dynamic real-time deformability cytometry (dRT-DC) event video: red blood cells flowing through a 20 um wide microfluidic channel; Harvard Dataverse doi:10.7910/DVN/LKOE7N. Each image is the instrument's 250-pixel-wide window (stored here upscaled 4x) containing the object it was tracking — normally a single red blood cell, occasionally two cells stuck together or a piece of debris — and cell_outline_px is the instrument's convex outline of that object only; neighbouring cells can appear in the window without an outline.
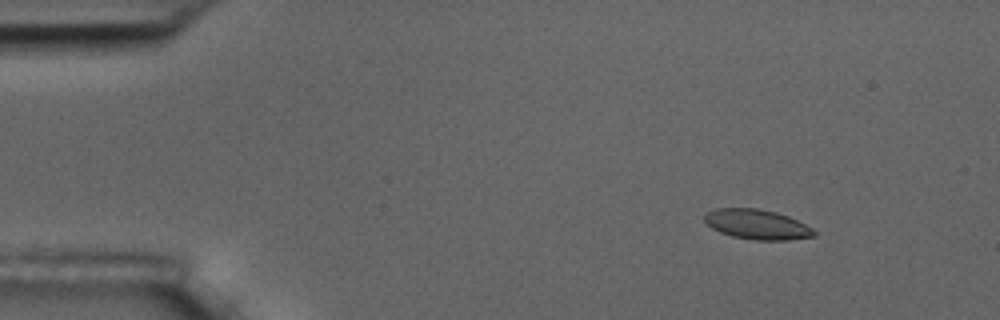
{"species": "common noctule bat (a hibernating species)", "species_latin": "Nyctalus noctula", "temperature_condition": "room temperature", "stored_images_in_passage": 5, "camera_frame_rate_fps": 3000, "um_per_image_px": 0.085, "animal": {"sex": "male", "body_mass_g": 17.5, "forearm_length_mm": 52.3}, "frame": {"image": 1, "passage_image": 2, "time_ms": 1.333, "image_size_px": [1000, 320], "cell_outline_px": [[816, 236], [788, 240], [756, 240], [732, 236], [720, 232], [712, 228], [704, 220], [704, 216], [708, 212], [716, 208], [756, 208], [776, 212], [788, 216], [812, 228], [816, 232]], "centroid_in_image_um": [64.35, 19.07], "position_along_channel_um": 20.6, "area_um2": 18.96}}
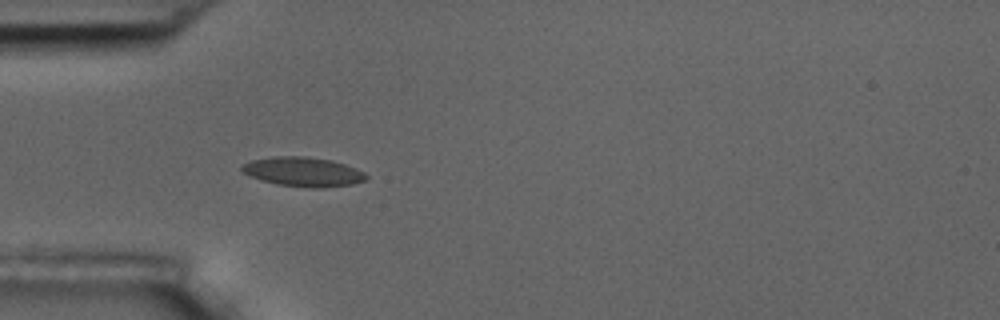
{"frame": {"image": 2, "passage_image": 5, "time_ms": 4.667, "image_size_px": [1000, 320], "cell_outline_px": [[368, 176], [364, 180], [352, 184], [324, 188], [312, 188], [276, 184], [240, 172], [240, 164], [252, 160], [272, 156], [304, 156], [332, 160], [356, 168], [364, 172]], "centroid_in_image_um": [25.74, 14.59], "position_along_channel_um": 59.3, "area_um2": 21.33}}